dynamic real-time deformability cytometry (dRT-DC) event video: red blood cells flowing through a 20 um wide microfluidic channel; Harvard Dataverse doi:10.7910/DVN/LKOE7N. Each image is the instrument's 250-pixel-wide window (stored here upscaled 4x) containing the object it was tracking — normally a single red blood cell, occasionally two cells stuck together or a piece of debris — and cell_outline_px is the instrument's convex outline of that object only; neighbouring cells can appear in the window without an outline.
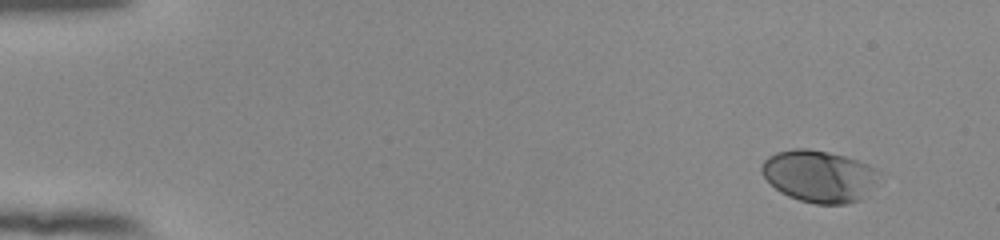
{"species": "human", "species_latin": "Homo sapiens", "temperature_condition": "room temperature", "stored_images_in_passage": 51, "camera_frame_rate_fps": 3000, "um_per_image_px": 0.085, "donor": {"sex": "female"}, "frame": {"image": 1, "passage_image": 1, "time_ms": 0.0, "image_size_px": [1000, 240], "cell_outline_px": [[876, 184], [860, 200], [844, 204], [816, 204], [800, 200], [788, 196], [780, 192], [760, 172], [760, 168], [764, 160], [768, 156], [776, 152], [792, 148], [808, 148], [828, 152], [844, 156], [868, 164], [876, 168]], "centroid_in_image_um": [69.59, 14.96], "position_along_channel_um": 15.4, "area_um2": 35.37}}
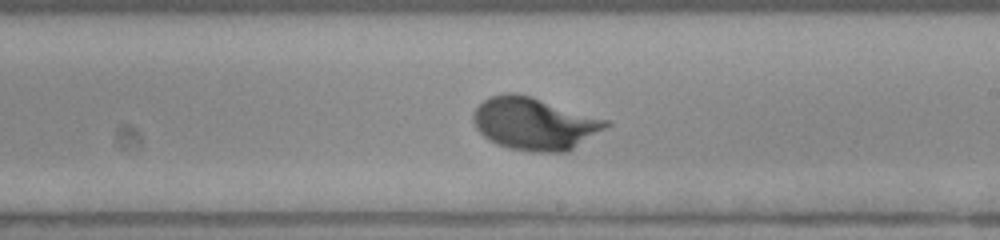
{"frame": {"image": 2, "passage_image": 30, "time_ms": 9.667, "image_size_px": [1000, 240], "cell_outline_px": [[612, 124], [568, 152], [532, 152], [508, 148], [496, 144], [488, 140], [476, 128], [472, 120], [472, 116], [476, 108], [484, 100], [492, 96], [504, 92], [516, 92], [532, 96], [612, 120]], "centroid_in_image_um": [45.46, 10.5], "position_along_channel_um": 243.5, "area_um2": 41.15}}
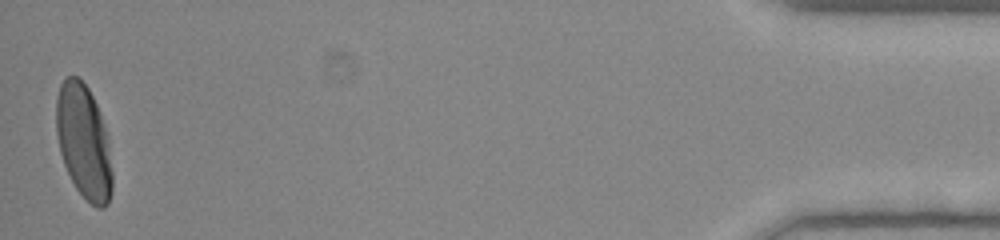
{"frame": {"image": 3, "passage_image": 51, "time_ms": 16.667, "image_size_px": [1000, 240], "cell_outline_px": [[112, 192], [108, 204], [104, 208], [96, 208], [76, 188], [64, 164], [60, 152], [56, 132], [56, 100], [60, 84], [68, 76], [76, 76], [88, 88], [100, 112], [108, 136], [112, 172]], "centroid_in_image_um": [7.13, 12.05], "position_along_channel_um": 428.1, "area_um2": 37.17}, "authors_computed_cell_mechanics": {"area_um2": 36.414, "velocity_mm_per_s": 3.8142, "shape_relaxation_time_tau1_ms": 2.4796, "shape_relaxation_time_tau2_ms": null, "deformation_change_tau1": 0.1514, "deformation_change_tau2": null}}